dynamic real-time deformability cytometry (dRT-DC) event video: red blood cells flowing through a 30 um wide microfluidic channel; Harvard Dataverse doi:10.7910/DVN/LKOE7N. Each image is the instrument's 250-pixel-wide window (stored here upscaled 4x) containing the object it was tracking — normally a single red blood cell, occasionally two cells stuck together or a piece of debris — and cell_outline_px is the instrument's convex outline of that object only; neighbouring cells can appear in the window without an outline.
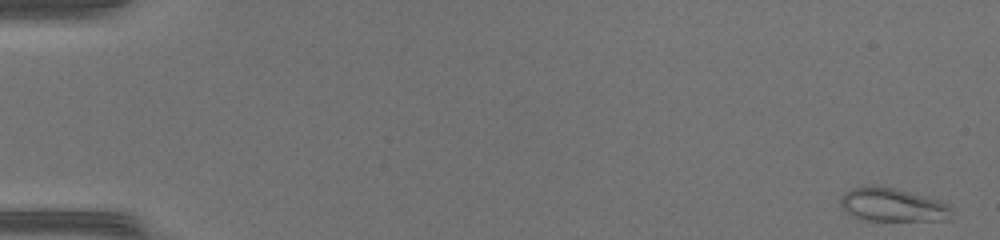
{"species": "common noctule bat (a hibernating species)", "species_latin": "Nyctalus noctula", "temperature_condition": "warm", "stored_images_in_passage": 50, "camera_frame_rate_fps": 3000, "um_per_image_px": 0.085, "animal": {"sex": "female", "body_mass_g": 17.0, "forearm_length_mm": 48.0}, "frame": {"image": 1, "passage_image": 1, "time_ms": 0.0, "image_size_px": [1000, 240], "cell_outline_px": [[952, 208], [948, 220], [864, 220], [852, 216], [840, 204], [840, 196], [844, 192], [852, 188], [872, 184], [896, 188], [940, 200], [948, 204]], "centroid_in_image_um": [75.85, 17.39], "position_along_channel_um": 9.2, "area_um2": 21.79}}
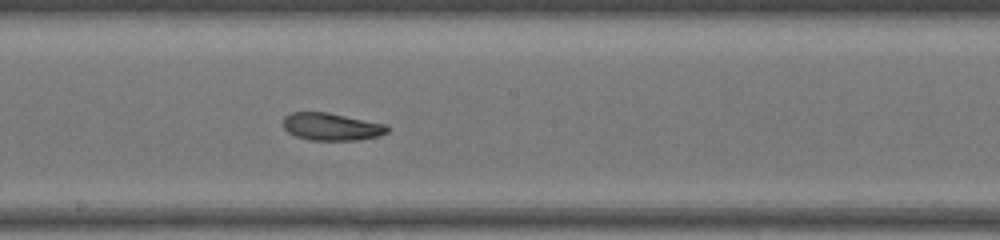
{"frame": {"image": 2, "passage_image": 28, "time_ms": 9.0, "image_size_px": [1000, 240], "cell_outline_px": [[392, 128], [388, 132], [380, 136], [356, 140], [308, 140], [296, 136], [288, 132], [284, 128], [284, 116], [292, 112], [328, 112], [388, 124]], "centroid_in_image_um": [28.24, 10.77], "position_along_channel_um": 220.0, "area_um2": 16.94}}
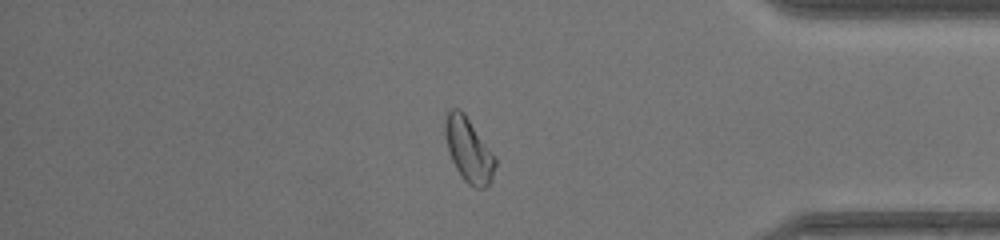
{"frame": {"image": 3, "passage_image": 42, "time_ms": 13.667, "image_size_px": [1000, 240], "cell_outline_px": [[496, 164], [492, 180], [484, 188], [472, 188], [464, 180], [456, 168], [448, 152], [444, 132], [444, 124], [448, 112], [452, 108], [460, 108], [464, 112], [496, 156]], "centroid_in_image_um": [39.85, 12.74], "position_along_channel_um": 395.4, "area_um2": 18.96}, "authors_computed_cell_mechanics": {"area_um2": 18.6983, "velocity_mm_per_s": 4.2626, "shape_relaxation_time_tau1_ms": 4.7804, "shape_relaxation_time_tau2_ms": 5.5859, "deformation_change_tau1": 0.1615, "deformation_change_tau2": 0.147}}